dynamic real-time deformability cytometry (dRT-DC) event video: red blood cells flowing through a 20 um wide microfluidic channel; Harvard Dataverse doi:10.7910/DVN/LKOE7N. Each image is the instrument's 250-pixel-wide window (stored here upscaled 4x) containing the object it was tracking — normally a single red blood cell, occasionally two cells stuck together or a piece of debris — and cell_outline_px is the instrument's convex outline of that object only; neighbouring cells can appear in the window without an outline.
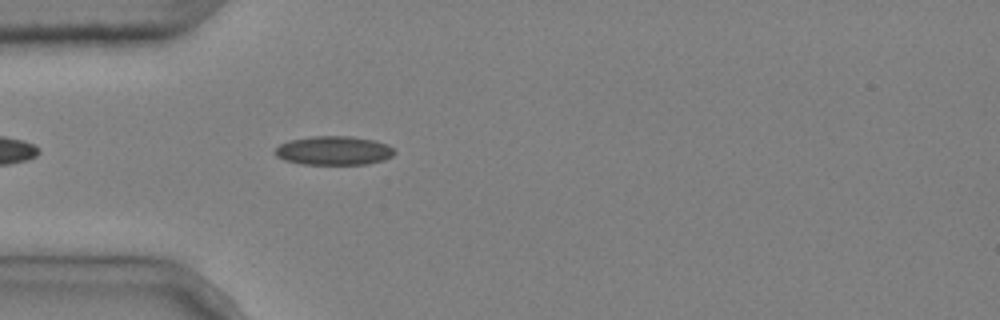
{"species": "common noctule bat (a hibernating species)", "species_latin": "Nyctalus noctula", "temperature_condition": "cold", "stored_images_in_passage": 3, "camera_frame_rate_fps": 3000, "um_per_image_px": 0.085, "animal": {"sex": "male", "body_mass_g": 20.4}, "frame": {"image": 1, "passage_image": 3, "time_ms": 0.667, "image_size_px": [1000, 320], "cell_outline_px": [[396, 152], [392, 156], [384, 160], [368, 164], [300, 164], [284, 160], [276, 156], [272, 152], [280, 144], [288, 140], [312, 136], [348, 136], [376, 140], [388, 144]], "centroid_in_image_um": [28.36, 12.8], "position_along_channel_um": 56.6, "area_um2": 20.35}}